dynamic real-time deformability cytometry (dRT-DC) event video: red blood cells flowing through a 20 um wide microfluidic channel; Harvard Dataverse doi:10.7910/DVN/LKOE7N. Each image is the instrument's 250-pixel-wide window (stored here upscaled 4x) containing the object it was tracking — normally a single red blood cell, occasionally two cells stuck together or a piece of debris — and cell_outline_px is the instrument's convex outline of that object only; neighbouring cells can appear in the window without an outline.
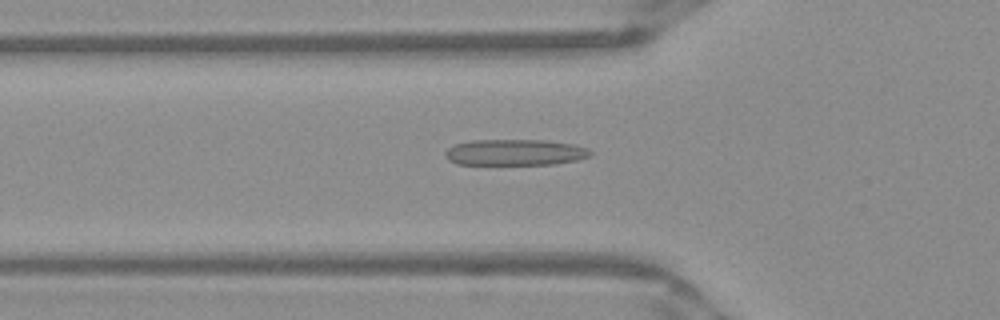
{"species": "Egyptian fruit bat (a non-hibernating species)", "species_latin": "Rousettus aegyptiacus", "temperature_condition": "warm", "stored_images_in_passage": 51, "camera_frame_rate_fps": 3000, "um_per_image_px": 0.085, "frame": {"image": 1, "passage_image": 17, "time_ms": 5.333, "image_size_px": [1000, 320], "cell_outline_px": [[592, 156], [576, 160], [556, 164], [456, 164], [448, 160], [444, 156], [444, 152], [448, 148], [456, 144], [472, 140], [544, 140], [572, 144], [588, 148], [592, 152]], "centroid_in_image_um": [43.77, 12.95], "position_along_channel_um": 82.0, "area_um2": 22.14}}
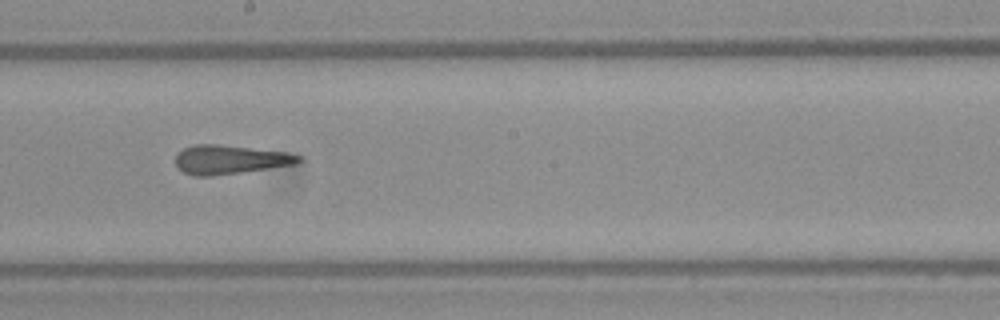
{"frame": {"image": 2, "passage_image": 28, "time_ms": 9.0, "image_size_px": [1000, 320], "cell_outline_px": [[304, 160], [296, 164], [212, 176], [192, 176], [184, 172], [176, 164], [176, 152], [192, 144], [216, 144], [284, 152], [304, 156]], "centroid_in_image_um": [19.54, 13.56], "position_along_channel_um": 228.7, "area_um2": 20.69}}
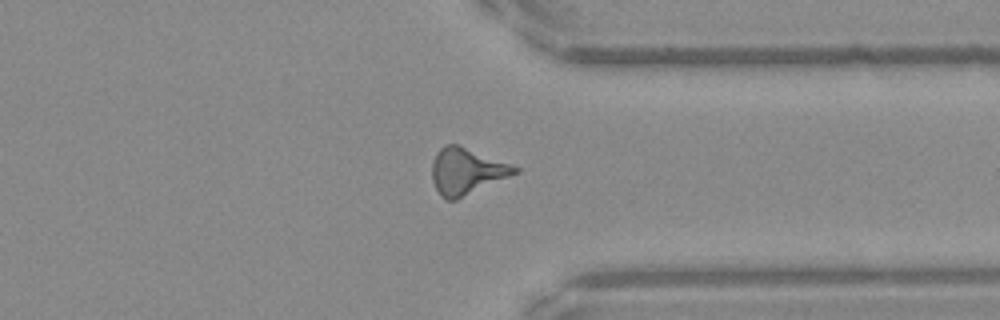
{"frame": {"image": 3, "passage_image": 39, "time_ms": 12.667, "image_size_px": [1000, 320], "cell_outline_px": [[520, 172], [456, 200], [448, 200], [436, 188], [432, 180], [432, 160], [436, 152], [444, 144], [456, 144], [520, 168]], "centroid_in_image_um": [39.65, 14.55], "position_along_channel_um": 371.8, "area_um2": 22.02}, "authors_computed_cell_mechanics": {"area_um2": 20.9236, "velocity_mm_per_s": 3.9651, "shape_relaxation_time_tau1_ms": null, "shape_relaxation_time_tau2_ms": 3.1024, "deformation_change_tau1": null, "deformation_change_tau2": 0.1617}}